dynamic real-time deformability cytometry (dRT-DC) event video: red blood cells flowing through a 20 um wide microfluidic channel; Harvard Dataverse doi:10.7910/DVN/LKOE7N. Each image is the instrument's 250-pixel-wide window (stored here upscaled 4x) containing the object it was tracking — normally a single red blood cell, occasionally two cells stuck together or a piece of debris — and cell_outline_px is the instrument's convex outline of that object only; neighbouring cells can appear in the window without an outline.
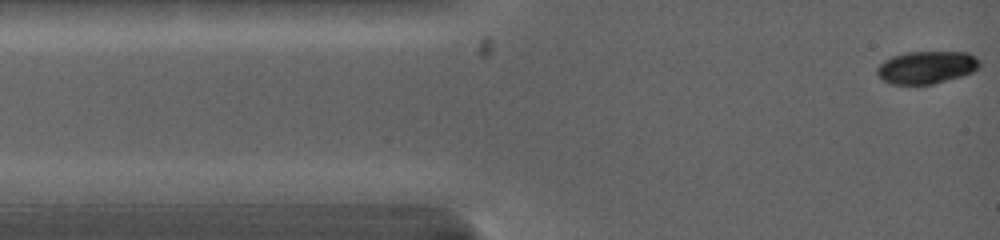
{"species": "common noctule bat (a hibernating species)", "species_latin": "Nyctalus noctula", "temperature_condition": "warm", "stored_images_in_passage": 17, "camera_frame_rate_fps": 5000, "um_per_image_px": 0.085, "animal": {"sex": "female", "body_mass_g": 19.0, "forearm_length_mm": 53.3}, "frame": {"image": 1, "passage_image": 1, "time_ms": 0.0, "image_size_px": [1000, 240], "cell_outline_px": [[980, 68], [972, 72], [960, 76], [932, 84], [888, 84], [876, 72], [876, 68], [884, 60], [892, 56], [908, 52], [968, 52], [976, 56], [980, 60]], "centroid_in_image_um": [78.77, 5.71], "position_along_channel_um": 6.2, "area_um2": 19.48}}
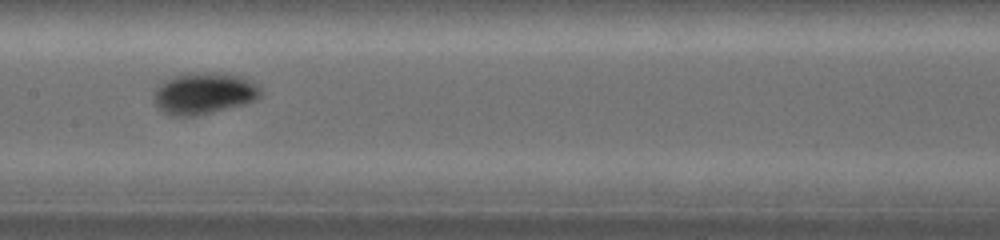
{"frame": {"image": 2, "passage_image": 7, "time_ms": 5.8, "image_size_px": [1000, 240], "cell_outline_px": [[264, 96], [256, 100], [244, 104], [196, 116], [172, 116], [164, 112], [156, 104], [152, 96], [156, 88], [164, 80], [188, 72], [236, 76], [248, 80], [260, 88], [264, 92]], "centroid_in_image_um": [17.32, 7.96], "position_along_channel_um": 190.1, "area_um2": 25.49}}
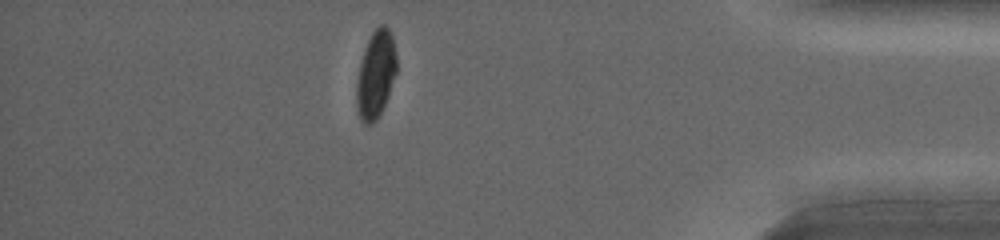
{"frame": {"image": 3, "passage_image": 15, "time_ms": 12.0, "image_size_px": [1000, 240], "cell_outline_px": [[396, 72], [384, 104], [376, 120], [372, 124], [364, 124], [360, 120], [356, 108], [356, 84], [360, 64], [364, 48], [372, 32], [380, 24], [384, 24], [388, 28], [392, 36], [396, 56]], "centroid_in_image_um": [31.91, 6.33], "position_along_channel_um": 403.3, "area_um2": 20.23}, "authors_computed_cell_mechanics": {"area_um2": 22.6576, "velocity_mm_per_s": 4.126, "shape_relaxation_time_tau1_ms": 2.0913, "shape_relaxation_time_tau2_ms": 0.7816, "deformation_change_tau1": 0.1116, "deformation_change_tau2": 0.0164}}